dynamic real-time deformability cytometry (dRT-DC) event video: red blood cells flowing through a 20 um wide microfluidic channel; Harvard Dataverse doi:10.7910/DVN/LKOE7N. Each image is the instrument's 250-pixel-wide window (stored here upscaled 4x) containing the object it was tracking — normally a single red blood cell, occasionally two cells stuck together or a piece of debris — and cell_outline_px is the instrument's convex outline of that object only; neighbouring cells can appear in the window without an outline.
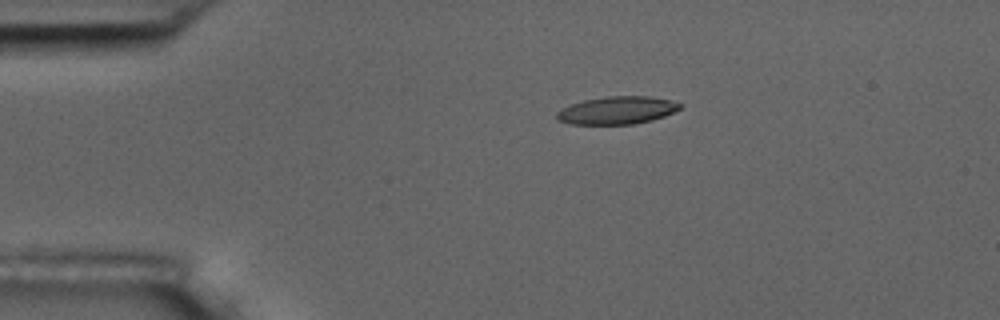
{"species": "common noctule bat (a hibernating species)", "species_latin": "Nyctalus noctula", "temperature_condition": "room temperature", "stored_images_in_passage": 8, "camera_frame_rate_fps": 3000, "um_per_image_px": 0.085, "animal": {"sex": "male", "body_mass_g": 17.5, "forearm_length_mm": 52.3}, "frame": {"image": 1, "passage_image": 4, "time_ms": 3.333, "image_size_px": [1000, 320], "cell_outline_px": [[684, 104], [680, 108], [664, 116], [652, 120], [632, 124], [568, 124], [556, 120], [556, 112], [572, 104], [584, 100], [604, 96], [648, 96], [672, 100]], "centroid_in_image_um": [52.45, 9.37], "position_along_channel_um": 32.6, "area_um2": 19.94}}
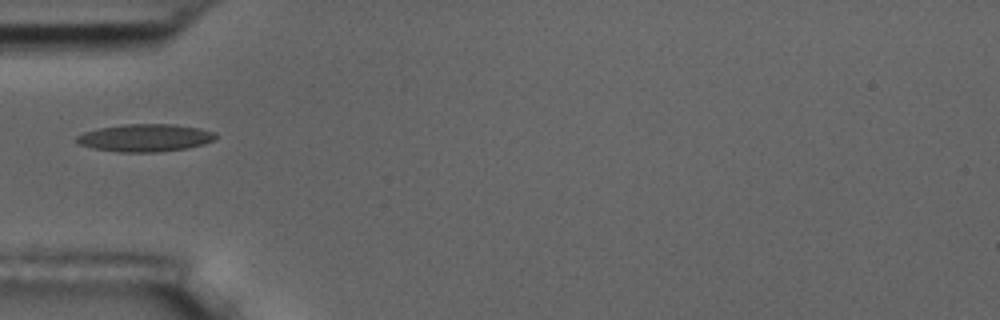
{"frame": {"image": 2, "passage_image": 5, "time_ms": 5.667, "image_size_px": [1000, 320], "cell_outline_px": [[216, 136], [212, 140], [204, 144], [188, 148], [156, 152], [120, 152], [92, 148], [80, 144], [76, 140], [76, 136], [84, 132], [96, 128], [124, 124], [176, 124], [200, 128], [212, 132]], "centroid_in_image_um": [12.31, 11.71], "position_along_channel_um": 72.7, "area_um2": 22.31}}
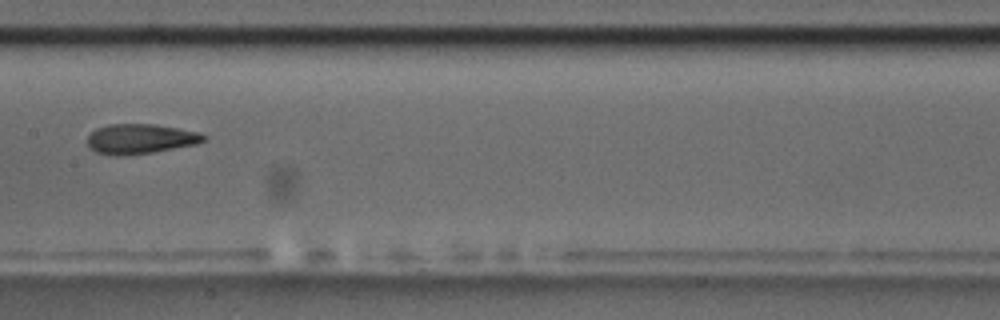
{"frame": {"image": 3, "passage_image": 8, "time_ms": 9.0, "image_size_px": [1000, 320], "cell_outline_px": [[208, 140], [196, 144], [152, 152], [120, 156], [116, 156], [96, 152], [88, 144], [88, 136], [96, 128], [108, 124], [156, 124], [200, 132], [208, 136]], "centroid_in_image_um": [11.97, 11.79], "position_along_channel_um": 195.4, "area_um2": 20.29}}